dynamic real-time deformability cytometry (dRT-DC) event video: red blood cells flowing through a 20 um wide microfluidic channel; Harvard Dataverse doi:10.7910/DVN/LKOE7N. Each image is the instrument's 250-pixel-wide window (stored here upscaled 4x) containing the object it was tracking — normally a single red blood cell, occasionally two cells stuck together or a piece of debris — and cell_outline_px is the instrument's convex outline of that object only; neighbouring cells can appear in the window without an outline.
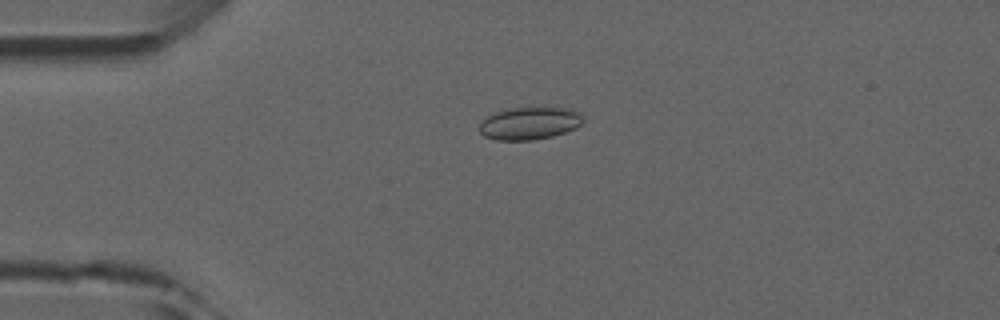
{"species": "common noctule bat (a hibernating species)", "species_latin": "Nyctalus noctula", "temperature_condition": "room temperature", "stored_images_in_passage": 6, "camera_frame_rate_fps": 3000, "um_per_image_px": 0.085, "animal": {"sex": "male", "forearm_length_mm": 52.5}, "frame": {"image": 1, "passage_image": 3, "time_ms": 2.333, "image_size_px": [1000, 320], "cell_outline_px": [[584, 120], [576, 128], [552, 136], [532, 140], [496, 140], [484, 136], [480, 132], [480, 124], [488, 116], [496, 112], [512, 108], [560, 108], [580, 112]], "centroid_in_image_um": [45.01, 10.49], "position_along_channel_um": 40.0, "area_um2": 19.31}}
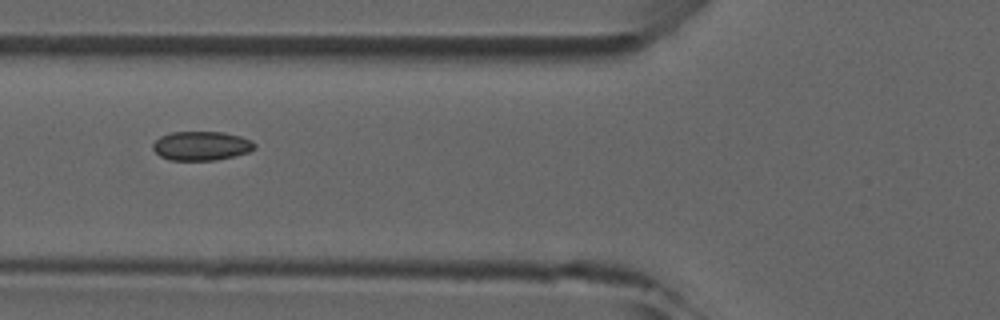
{"frame": {"image": 2, "passage_image": 5, "time_ms": 4.667, "image_size_px": [1000, 320], "cell_outline_px": [[256, 148], [248, 152], [216, 160], [168, 160], [160, 156], [152, 148], [152, 144], [160, 136], [172, 132], [224, 132], [240, 136], [252, 140], [256, 144]], "centroid_in_image_um": [17.11, 12.39], "position_along_channel_um": 108.7, "area_um2": 17.28}}
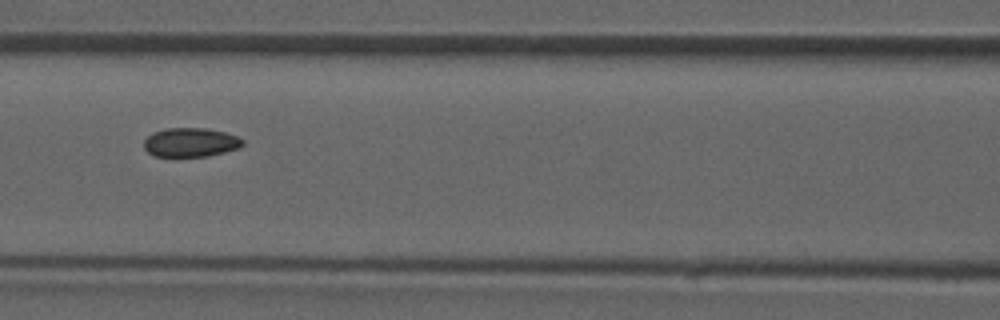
{"frame": {"image": 3, "passage_image": 6, "time_ms": 5.667, "image_size_px": [1000, 320], "cell_outline_px": [[244, 144], [240, 148], [208, 156], [156, 156], [148, 152], [144, 148], [144, 140], [152, 132], [164, 128], [208, 128], [224, 132], [236, 136], [244, 140]], "centroid_in_image_um": [16.2, 12.09], "position_along_channel_um": 150.4, "area_um2": 16.76}}